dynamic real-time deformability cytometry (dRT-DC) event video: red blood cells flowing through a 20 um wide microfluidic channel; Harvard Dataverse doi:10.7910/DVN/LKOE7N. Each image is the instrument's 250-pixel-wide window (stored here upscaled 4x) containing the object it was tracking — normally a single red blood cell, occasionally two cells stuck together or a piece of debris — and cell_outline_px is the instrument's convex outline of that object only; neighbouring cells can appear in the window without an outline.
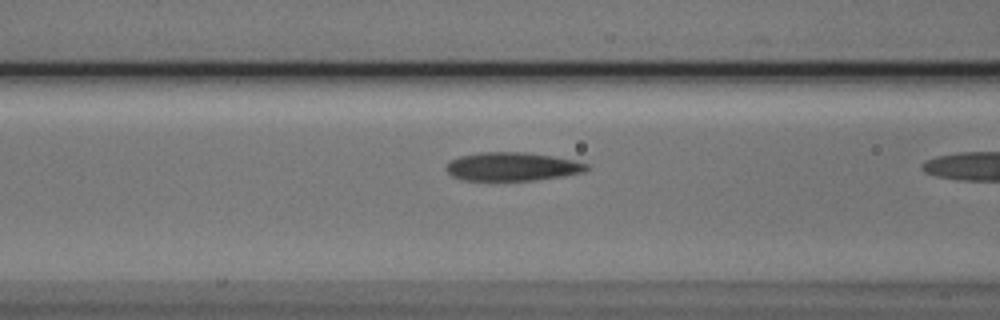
{"species": "Egyptian fruit bat (a non-hibernating species)", "species_latin": "Rousettus aegyptiacus", "temperature_condition": "cold", "stored_images_in_passage": 17, "camera_frame_rate_fps": 3000, "um_per_image_px": 0.085, "animal": {"sex": "male"}, "frame": {"image": 1, "passage_image": 16, "time_ms": 5.0, "image_size_px": [1000, 320], "cell_outline_px": [[592, 168], [584, 172], [564, 176], [536, 180], [460, 180], [452, 176], [444, 168], [452, 160], [460, 156], [480, 152], [524, 152], [552, 156], [576, 160], [588, 164]], "centroid_in_image_um": [43.58, 14.16], "position_along_channel_um": 123.0, "area_um2": 23.47}}